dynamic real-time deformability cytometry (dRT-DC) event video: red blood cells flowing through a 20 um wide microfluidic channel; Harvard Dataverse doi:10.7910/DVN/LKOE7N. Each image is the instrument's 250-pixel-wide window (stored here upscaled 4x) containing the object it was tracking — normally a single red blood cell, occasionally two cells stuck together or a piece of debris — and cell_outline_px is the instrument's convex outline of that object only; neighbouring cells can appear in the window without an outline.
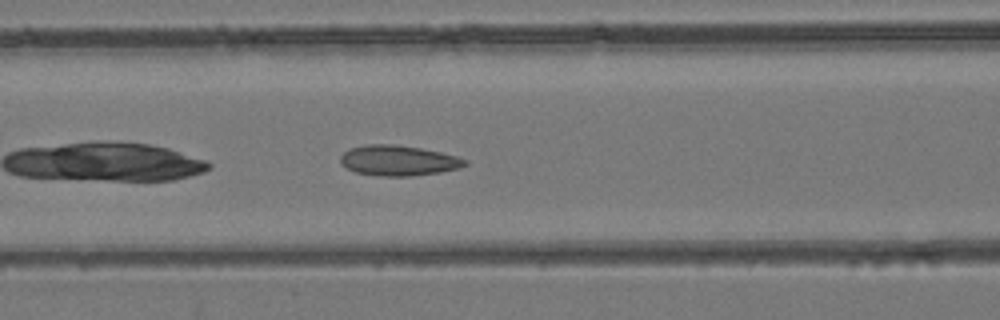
{"species": "common noctule bat (a hibernating species)", "species_latin": "Nyctalus noctula", "temperature_condition": "room temperature", "stored_images_in_passage": 32, "camera_frame_rate_fps": 3000, "um_per_image_px": 0.085, "animal": {"sex": "female", "body_mass_g": 24.6, "forearm_length_mm": 56.2}, "frame": {"image": 1, "passage_image": 6, "time_ms": 1.667, "image_size_px": [1000, 320], "cell_outline_px": [[468, 164], [460, 168], [440, 172], [408, 176], [384, 176], [356, 172], [340, 164], [340, 156], [348, 148], [368, 144], [392, 144], [420, 148], [440, 152], [456, 156], [468, 160]], "centroid_in_image_um": [33.86, 13.64], "position_along_channel_um": 132.7, "area_um2": 21.96}}
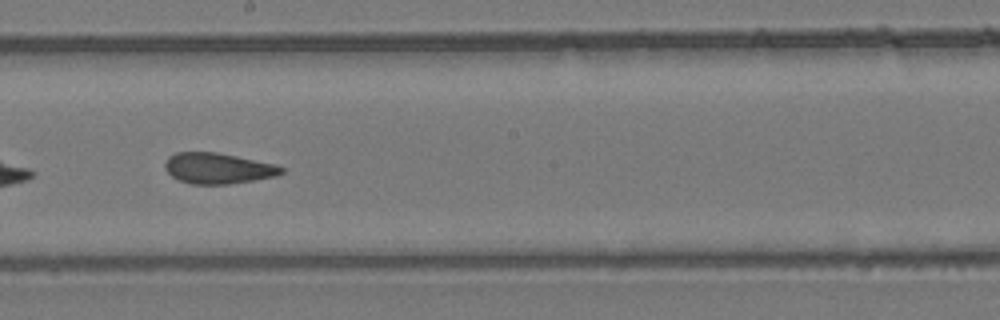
{"frame": {"image": 2, "passage_image": 13, "time_ms": 4.0, "image_size_px": [1000, 320], "cell_outline_px": [[284, 172], [276, 176], [228, 184], [192, 184], [180, 180], [172, 176], [164, 168], [164, 164], [168, 156], [176, 152], [216, 152], [276, 164], [284, 168]], "centroid_in_image_um": [18.51, 14.3], "position_along_channel_um": 229.7, "area_um2": 20.81}}
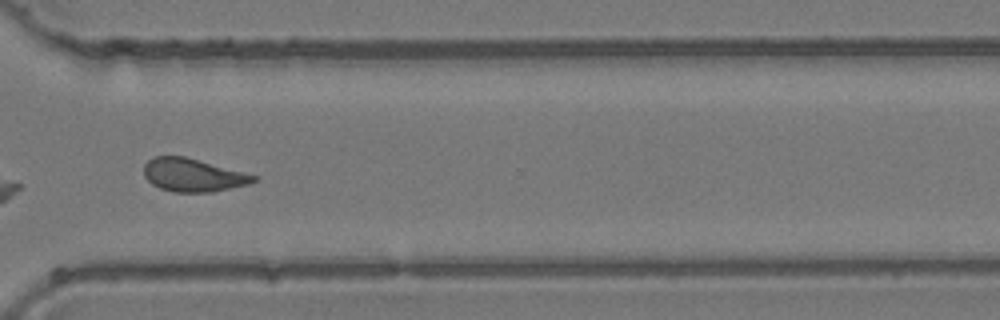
{"frame": {"image": 3, "passage_image": 22, "time_ms": 7.0, "image_size_px": [1000, 320], "cell_outline_px": [[256, 180], [248, 184], [212, 192], [172, 192], [160, 188], [152, 184], [144, 176], [144, 164], [152, 156], [184, 156], [256, 176]], "centroid_in_image_um": [16.33, 14.88], "position_along_channel_um": 354.3, "area_um2": 20.87}}